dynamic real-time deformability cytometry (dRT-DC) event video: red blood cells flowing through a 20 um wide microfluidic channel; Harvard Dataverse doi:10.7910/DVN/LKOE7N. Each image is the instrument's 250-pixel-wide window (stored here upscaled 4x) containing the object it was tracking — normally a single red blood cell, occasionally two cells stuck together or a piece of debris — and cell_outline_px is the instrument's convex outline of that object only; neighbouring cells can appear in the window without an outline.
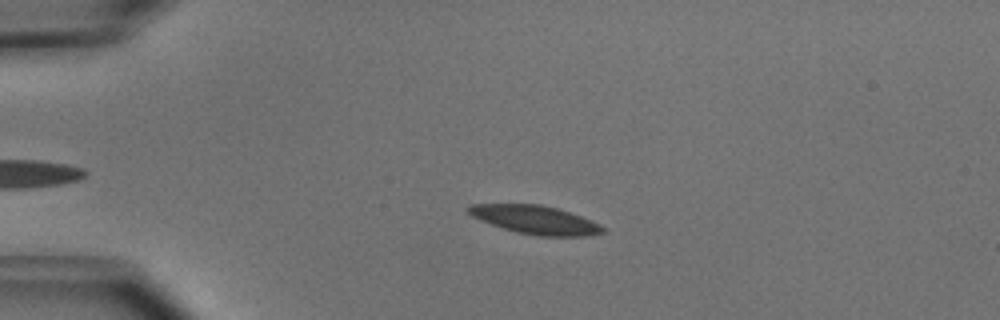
{"species": "common noctule bat (a hibernating species)", "species_latin": "Nyctalus noctula", "temperature_condition": "cold", "stored_images_in_passage": 43, "camera_frame_rate_fps": 3000, "um_per_image_px": 0.085, "animal": {"sex": "male", "body_mass_g": 15.6}, "frame": {"image": 1, "passage_image": 9, "time_ms": 2.667, "image_size_px": [1000, 320], "cell_outline_px": [[604, 232], [588, 236], [536, 236], [516, 232], [480, 220], [472, 216], [464, 208], [468, 204], [540, 204], [556, 208], [580, 216], [600, 224], [604, 228]], "centroid_in_image_um": [45.46, 18.68], "position_along_channel_um": 39.5, "area_um2": 22.2}}
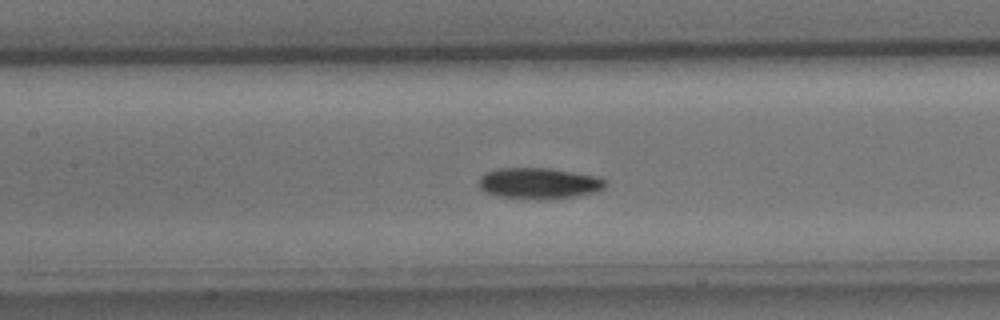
{"frame": {"image": 2, "passage_image": 21, "time_ms": 6.667, "image_size_px": [1000, 320], "cell_outline_px": [[604, 188], [596, 192], [576, 196], [552, 200], [520, 200], [500, 196], [484, 192], [480, 188], [480, 176], [484, 172], [496, 168], [548, 168], [596, 176], [604, 180]], "centroid_in_image_um": [45.76, 15.61], "position_along_channel_um": 161.6, "area_um2": 23.29}}
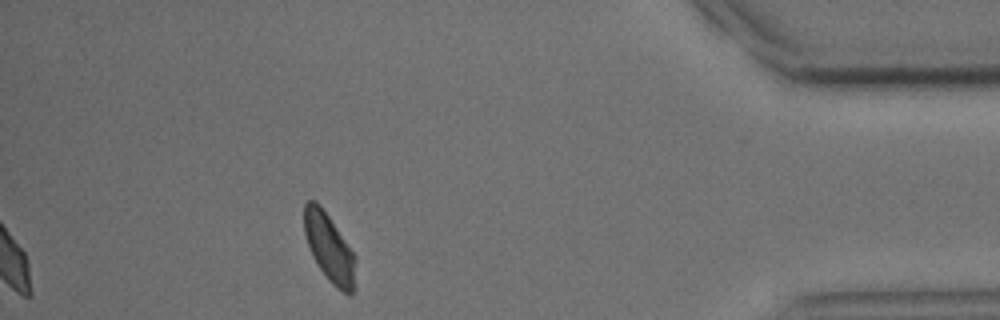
{"frame": {"image": 3, "passage_image": 43, "time_ms": 14.0, "image_size_px": [1000, 320], "cell_outline_px": [[356, 260], [352, 292], [344, 292], [336, 288], [328, 280], [316, 264], [312, 256], [304, 232], [304, 204], [308, 200], [316, 200], [320, 204], [356, 256]], "centroid_in_image_um": [27.96, 21.03], "position_along_channel_um": 407.2, "area_um2": 20.17}, "authors_computed_cell_mechanics": {"area_um2": 22.1952, "velocity_mm_per_s": 3.9461, "shape_relaxation_time_tau1_ms": 3.4297, "shape_relaxation_time_tau2_ms": 6.6081, "deformation_change_tau1": 0.096, "deformation_change_tau2": 0.1092}}